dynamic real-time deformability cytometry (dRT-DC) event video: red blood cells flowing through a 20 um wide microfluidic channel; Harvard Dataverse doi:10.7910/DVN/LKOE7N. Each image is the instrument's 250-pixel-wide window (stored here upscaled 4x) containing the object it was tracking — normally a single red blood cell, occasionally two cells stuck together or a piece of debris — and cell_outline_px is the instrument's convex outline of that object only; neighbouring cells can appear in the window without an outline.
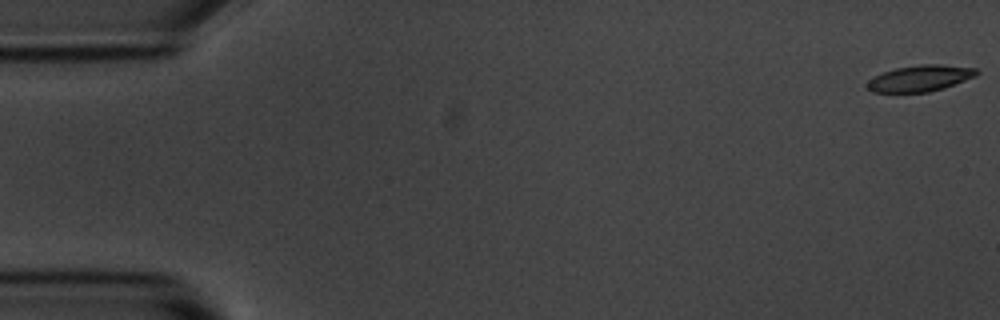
{"species": "common noctule bat (a hibernating species)", "species_latin": "Nyctalus noctula", "temperature_condition": "room temperature", "stored_images_in_passage": 25, "camera_frame_rate_fps": 3000, "um_per_image_px": 0.085, "animal": {"sex": "male", "body_mass_g": 20.1, "forearm_length_mm": 53.5}, "frame": {"image": 1, "passage_image": 1, "time_ms": 0.0, "image_size_px": [1000, 320], "cell_outline_px": [[980, 72], [976, 76], [944, 88], [928, 92], [872, 92], [864, 84], [868, 80], [884, 72], [896, 68], [920, 64], [940, 64], [976, 68]], "centroid_in_image_um": [78.22, 6.65], "position_along_channel_um": 6.8, "area_um2": 16.7}}
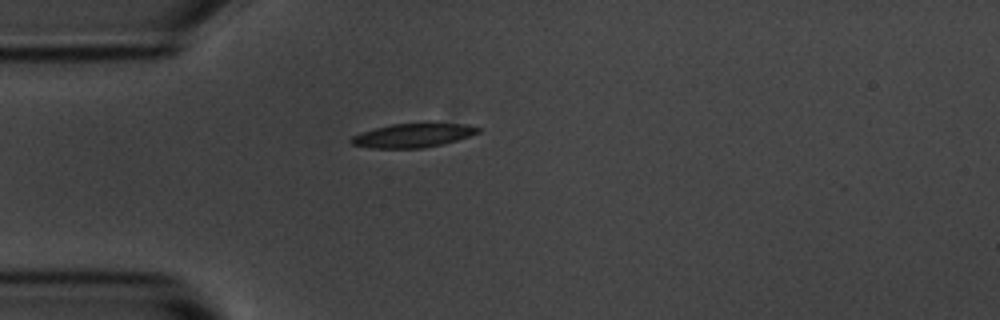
{"frame": {"image": 2, "passage_image": 15, "time_ms": 4.667, "image_size_px": [1000, 320], "cell_outline_px": [[480, 132], [444, 144], [420, 148], [372, 148], [352, 144], [348, 140], [352, 136], [376, 128], [392, 124], [464, 124], [480, 128]], "centroid_in_image_um": [35.08, 11.52], "position_along_channel_um": 49.9, "area_um2": 17.22}}